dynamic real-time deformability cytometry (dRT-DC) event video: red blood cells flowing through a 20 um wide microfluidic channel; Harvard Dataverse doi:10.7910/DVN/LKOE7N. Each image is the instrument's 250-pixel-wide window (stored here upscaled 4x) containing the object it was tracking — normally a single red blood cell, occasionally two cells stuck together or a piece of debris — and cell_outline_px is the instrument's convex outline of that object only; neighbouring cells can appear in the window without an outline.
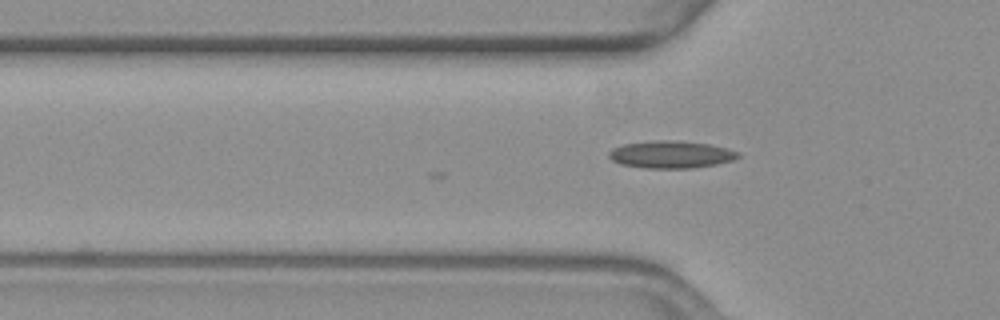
{"species": "common noctule bat (a hibernating species)", "species_latin": "Nyctalus noctula", "temperature_condition": "warm", "stored_images_in_passage": 2, "camera_frame_rate_fps": 3000, "um_per_image_px": 0.085, "animal": {"sex": "female", "body_mass_g": 19.3, "forearm_length_mm": 54.1}, "frame": {"image": 1, "passage_image": 2, "time_ms": 0.333, "image_size_px": [1000, 320], "cell_outline_px": [[740, 156], [732, 160], [716, 164], [692, 168], [648, 168], [620, 164], [612, 160], [608, 156], [608, 152], [612, 148], [624, 144], [656, 140], [672, 140], [708, 144], [728, 148], [740, 152]], "centroid_in_image_um": [57.03, 13.13], "position_along_channel_um": 68.8, "area_um2": 20.52}}